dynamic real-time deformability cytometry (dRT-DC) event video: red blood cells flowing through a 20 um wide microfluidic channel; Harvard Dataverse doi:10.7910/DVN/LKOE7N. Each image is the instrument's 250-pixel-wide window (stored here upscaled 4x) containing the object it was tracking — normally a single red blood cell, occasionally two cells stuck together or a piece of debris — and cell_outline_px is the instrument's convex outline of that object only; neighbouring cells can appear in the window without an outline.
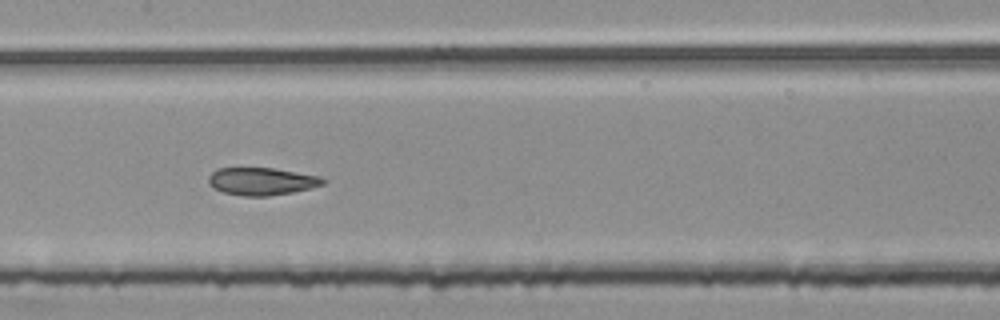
{"species": "common noctule bat (a hibernating species)", "species_latin": "Nyctalus noctula", "temperature_condition": "room temperature", "stored_images_in_passage": 51, "segment_of_instrument_passage": [2, 2], "camera_frame_rate_fps": 3000, "um_per_image_px": 0.085, "animal": {"sex": "female", "body_mass_g": 25.1}, "frame": {"image": 1, "passage_image": 25, "time_ms": 8.0, "image_size_px": [1000, 320], "cell_outline_px": [[328, 180], [324, 184], [312, 188], [292, 192], [268, 196], [244, 196], [224, 192], [208, 184], [208, 176], [216, 168], [272, 168], [320, 176]], "centroid_in_image_um": [22.26, 15.41], "position_along_channel_um": 185.1, "area_um2": 18.38}}
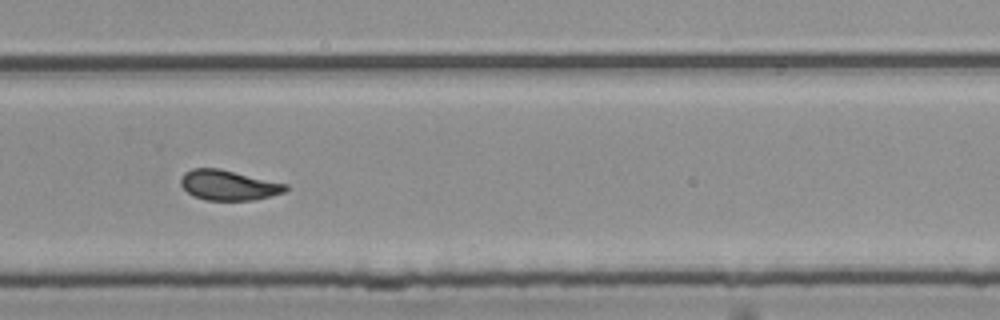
{"frame": {"image": 2, "passage_image": 35, "time_ms": 11.333, "image_size_px": [1000, 320], "cell_outline_px": [[288, 188], [284, 192], [252, 200], [204, 200], [192, 196], [180, 184], [180, 180], [184, 172], [192, 168], [220, 168], [288, 184]], "centroid_in_image_um": [19.39, 15.73], "position_along_channel_um": 310.4, "area_um2": 18.44}}
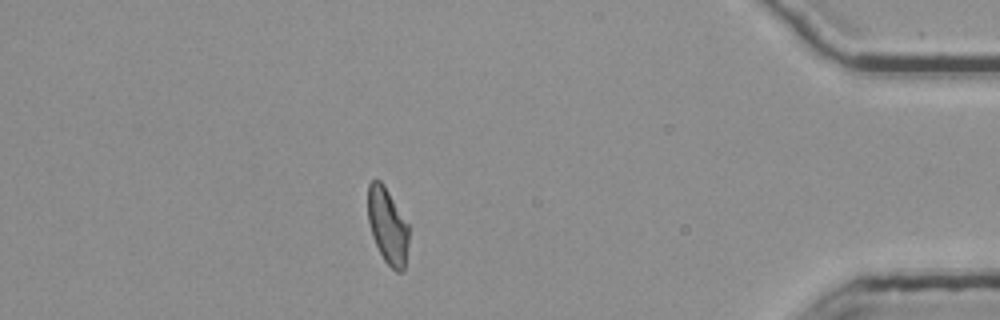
{"frame": {"image": 3, "passage_image": 46, "time_ms": 15.0, "image_size_px": [1000, 320], "cell_outline_px": [[408, 244], [404, 268], [400, 272], [396, 272], [384, 260], [372, 236], [368, 220], [368, 184], [372, 180], [380, 180], [384, 184], [408, 224]], "centroid_in_image_um": [32.94, 19.19], "position_along_channel_um": 402.3, "area_um2": 17.92}}